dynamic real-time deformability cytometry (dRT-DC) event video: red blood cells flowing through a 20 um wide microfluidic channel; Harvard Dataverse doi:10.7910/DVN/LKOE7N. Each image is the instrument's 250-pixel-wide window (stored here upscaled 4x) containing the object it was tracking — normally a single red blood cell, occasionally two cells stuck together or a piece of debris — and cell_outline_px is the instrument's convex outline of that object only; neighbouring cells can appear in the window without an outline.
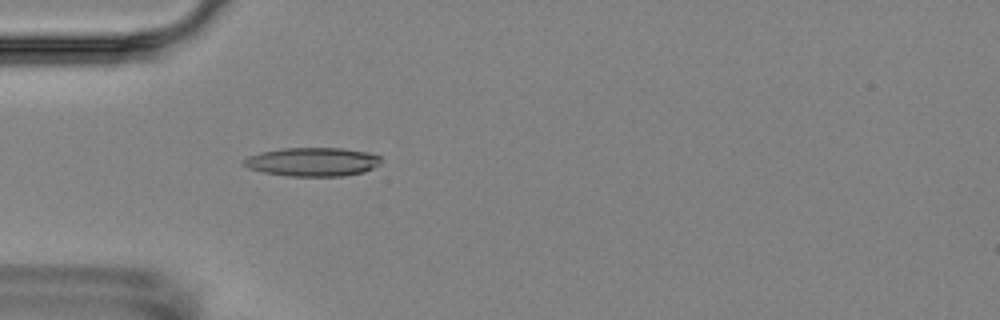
{"species": "Egyptian fruit bat (a non-hibernating species)", "species_latin": "Rousettus aegyptiacus", "temperature_condition": "room temperature", "stored_images_in_passage": 3, "camera_frame_rate_fps": 3000, "um_per_image_px": 0.085, "animal": {"sex": "female"}, "frame": {"image": 1, "passage_image": 3, "time_ms": 3.333, "image_size_px": [1000, 320], "cell_outline_px": [[380, 164], [364, 172], [344, 176], [288, 176], [264, 172], [248, 168], [240, 164], [240, 160], [248, 156], [260, 152], [284, 148], [340, 148], [368, 152], [380, 156]], "centroid_in_image_um": [26.52, 13.76], "position_along_channel_um": 58.5, "area_um2": 23.12}}